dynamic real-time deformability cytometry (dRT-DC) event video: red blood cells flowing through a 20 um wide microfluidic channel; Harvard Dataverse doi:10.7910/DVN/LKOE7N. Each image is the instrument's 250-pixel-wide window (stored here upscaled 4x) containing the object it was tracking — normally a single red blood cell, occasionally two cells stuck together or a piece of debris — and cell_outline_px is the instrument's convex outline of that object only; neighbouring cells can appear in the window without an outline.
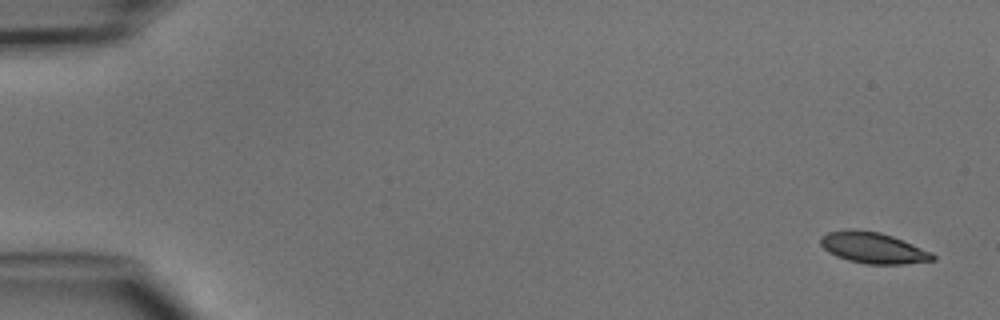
{"species": "common noctule bat (a hibernating species)", "species_latin": "Nyctalus noctula", "temperature_condition": "cold", "stored_images_in_passage": 6, "camera_frame_rate_fps": 3000, "um_per_image_px": 0.085, "animal": {"sex": "male", "body_mass_g": 15.6}, "frame": {"image": 1, "passage_image": 1, "time_ms": 0.0, "image_size_px": [1000, 320], "cell_outline_px": [[936, 260], [904, 264], [864, 264], [848, 260], [836, 256], [828, 252], [820, 244], [820, 236], [828, 232], [880, 232], [892, 236], [932, 252], [936, 256]], "centroid_in_image_um": [74.27, 21.12], "position_along_channel_um": 10.7, "area_um2": 19.71}}
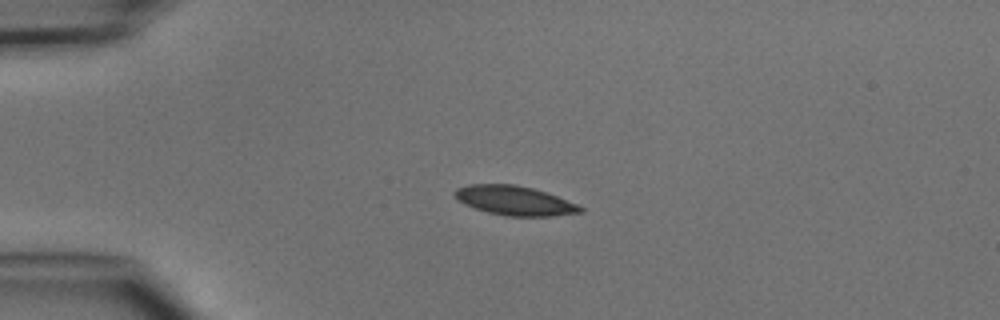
{"frame": {"image": 2, "passage_image": 4, "time_ms": 3.333, "image_size_px": [1000, 320], "cell_outline_px": [[584, 212], [552, 216], [508, 216], [488, 212], [464, 204], [452, 192], [456, 188], [468, 184], [512, 184], [532, 188], [556, 196], [576, 204], [584, 208]], "centroid_in_image_um": [43.73, 17.05], "position_along_channel_um": 41.3, "area_um2": 21.21}}